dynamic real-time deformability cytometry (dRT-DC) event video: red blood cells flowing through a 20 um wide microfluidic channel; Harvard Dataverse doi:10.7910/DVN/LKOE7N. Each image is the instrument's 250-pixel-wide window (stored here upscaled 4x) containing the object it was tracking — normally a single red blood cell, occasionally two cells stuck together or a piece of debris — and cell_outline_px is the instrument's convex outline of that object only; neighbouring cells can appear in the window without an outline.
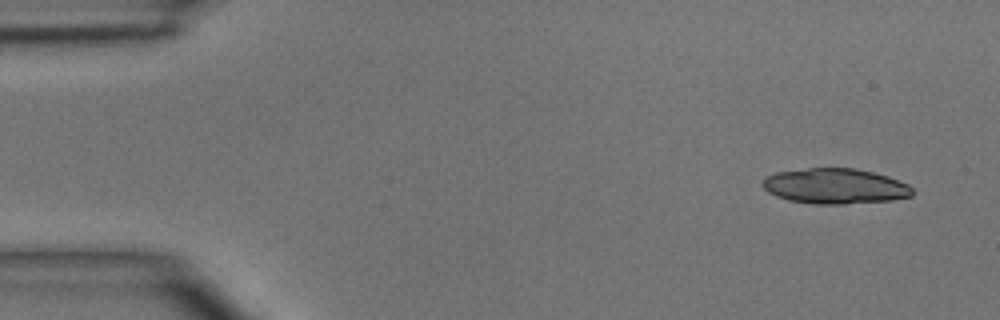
{"species": "common noctule bat (a hibernating species)", "species_latin": "Nyctalus noctula", "temperature_condition": "room temperature", "stored_images_in_passage": 5, "camera_frame_rate_fps": 3000, "um_per_image_px": 0.085, "animal": {"sex": "male", "body_mass_g": 15.6}, "frame": {"image": 1, "passage_image": 1, "time_ms": 0.0, "image_size_px": [1000, 320], "cell_outline_px": [[912, 196], [892, 200], [844, 204], [816, 204], [788, 200], [776, 196], [768, 192], [760, 184], [764, 176], [776, 172], [808, 168], [856, 168], [888, 176], [908, 184], [912, 188]], "centroid_in_image_um": [70.95, 15.82], "position_along_channel_um": 14.1, "area_um2": 31.04}}
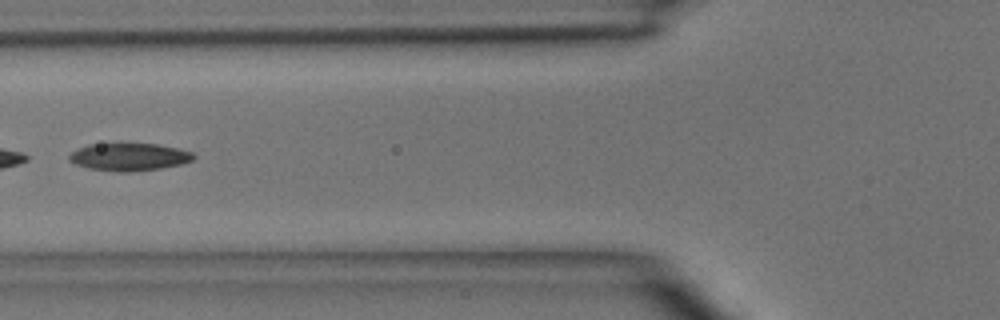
{"frame": {"image": 2, "passage_image": 5, "time_ms": 5.0, "image_size_px": [1000, 320], "cell_outline_px": [[196, 156], [192, 160], [180, 164], [160, 168], [132, 172], [116, 172], [88, 168], [76, 164], [68, 160], [68, 156], [76, 148], [88, 144], [120, 140], [156, 144], [176, 148], [192, 152]], "centroid_in_image_um": [10.91, 13.29], "position_along_channel_um": 114.9, "area_um2": 20.92}}